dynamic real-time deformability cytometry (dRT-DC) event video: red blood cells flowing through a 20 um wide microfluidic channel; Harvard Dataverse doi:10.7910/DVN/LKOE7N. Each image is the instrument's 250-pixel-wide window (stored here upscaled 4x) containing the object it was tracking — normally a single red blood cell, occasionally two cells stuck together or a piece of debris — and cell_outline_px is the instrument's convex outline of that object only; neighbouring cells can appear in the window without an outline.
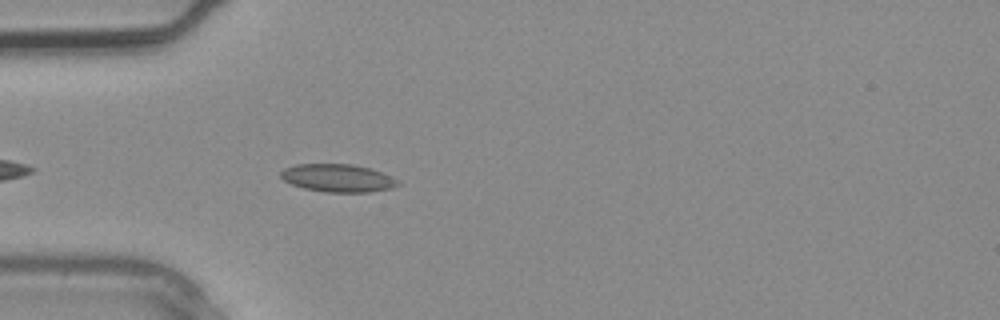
{"species": "common noctule bat (a hibernating species)", "species_latin": "Nyctalus noctula", "temperature_condition": "warm", "stored_images_in_passage": 2, "camera_frame_rate_fps": 3000, "um_per_image_px": 0.085, "animal": {"sex": "male", "body_mass_g": 20.4}, "frame": {"image": 1, "passage_image": 2, "time_ms": 0.333, "image_size_px": [1000, 320], "cell_outline_px": [[400, 184], [392, 188], [372, 192], [324, 192], [304, 188], [292, 184], [284, 180], [280, 176], [280, 172], [284, 168], [296, 164], [352, 164], [372, 168], [392, 176]], "centroid_in_image_um": [28.73, 15.13], "position_along_channel_um": 56.3, "area_um2": 19.13}}